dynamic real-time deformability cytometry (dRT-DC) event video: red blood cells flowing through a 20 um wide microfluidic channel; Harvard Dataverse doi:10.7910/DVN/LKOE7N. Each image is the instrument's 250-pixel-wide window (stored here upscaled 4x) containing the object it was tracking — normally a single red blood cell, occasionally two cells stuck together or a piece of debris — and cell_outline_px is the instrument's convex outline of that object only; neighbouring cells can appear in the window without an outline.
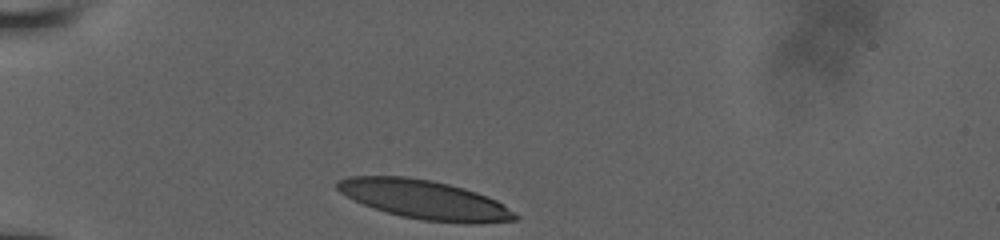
{"species": "human", "species_latin": "Homo sapiens", "temperature_condition": "room temperature", "stored_images_in_passage": 31, "camera_frame_rate_fps": 3000, "um_per_image_px": 0.085, "donor": {"sex": "male"}, "frame": {"image": 1, "passage_image": 1, "time_ms": 0.0, "image_size_px": [1000, 240], "cell_outline_px": [[520, 216], [516, 220], [476, 224], [468, 224], [424, 220], [400, 216], [372, 208], [340, 192], [336, 188], [336, 180], [348, 176], [404, 176], [432, 180], [464, 188], [488, 196], [504, 204]], "centroid_in_image_um": [36.12, 16.97], "position_along_channel_um": 48.9, "area_um2": 40.52}}
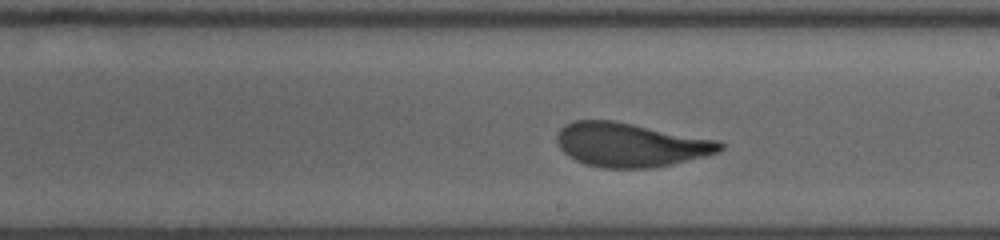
{"frame": {"image": 2, "passage_image": 18, "time_ms": 5.667, "image_size_px": [1000, 240], "cell_outline_px": [[724, 148], [720, 152], [708, 156], [672, 164], [652, 168], [600, 168], [584, 164], [568, 156], [556, 144], [556, 136], [560, 128], [564, 124], [576, 120], [612, 120], [720, 140], [724, 144]], "centroid_in_image_um": [53.6, 12.31], "position_along_channel_um": 235.4, "area_um2": 42.31}}
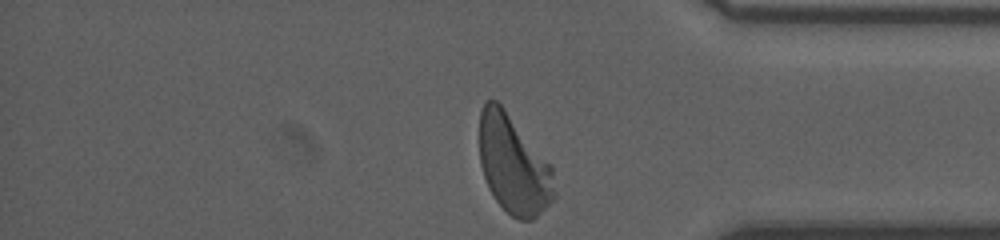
{"frame": {"image": 3, "passage_image": 31, "time_ms": 10.0, "image_size_px": [1000, 240], "cell_outline_px": [[556, 196], [532, 220], [520, 220], [512, 216], [496, 200], [488, 188], [480, 164], [480, 112], [484, 100], [496, 100], [504, 108], [552, 164], [556, 192]], "centroid_in_image_um": [43.66, 13.98], "position_along_channel_um": 391.5, "area_um2": 43.12}, "authors_computed_cell_mechanics": {"area_um2": 42.3096, "velocity_mm_per_s": 3.8652, "shape_relaxation_time_tau1_ms": 3.4872, "shape_relaxation_time_tau2_ms": null, "deformation_change_tau1": 0.1668, "deformation_change_tau2": null}}